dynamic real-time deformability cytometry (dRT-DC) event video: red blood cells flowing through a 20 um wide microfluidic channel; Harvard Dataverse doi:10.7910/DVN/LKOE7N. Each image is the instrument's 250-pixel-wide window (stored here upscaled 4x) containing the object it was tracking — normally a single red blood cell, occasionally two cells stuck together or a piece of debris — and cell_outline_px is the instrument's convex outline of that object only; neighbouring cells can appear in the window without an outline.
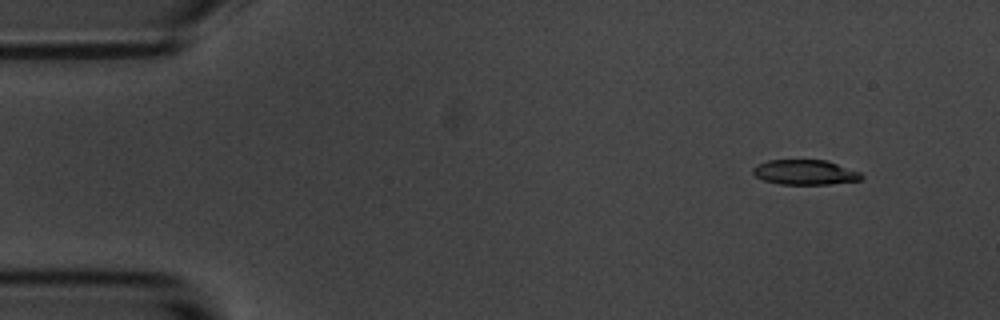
{"species": "common noctule bat (a hibernating species)", "species_latin": "Nyctalus noctula", "temperature_condition": "room temperature", "stored_images_in_passage": 6, "camera_frame_rate_fps": 3000, "um_per_image_px": 0.085, "animal": {"sex": "male", "body_mass_g": 20.1, "forearm_length_mm": 53.5}, "frame": {"image": 1, "passage_image": 2, "time_ms": 1.333, "image_size_px": [1000, 320], "cell_outline_px": [[864, 176], [860, 180], [828, 184], [780, 184], [764, 180], [756, 176], [752, 172], [752, 168], [756, 164], [768, 160], [828, 160], [860, 172]], "centroid_in_image_um": [68.42, 14.63], "position_along_channel_um": 16.6, "area_um2": 15.78}}